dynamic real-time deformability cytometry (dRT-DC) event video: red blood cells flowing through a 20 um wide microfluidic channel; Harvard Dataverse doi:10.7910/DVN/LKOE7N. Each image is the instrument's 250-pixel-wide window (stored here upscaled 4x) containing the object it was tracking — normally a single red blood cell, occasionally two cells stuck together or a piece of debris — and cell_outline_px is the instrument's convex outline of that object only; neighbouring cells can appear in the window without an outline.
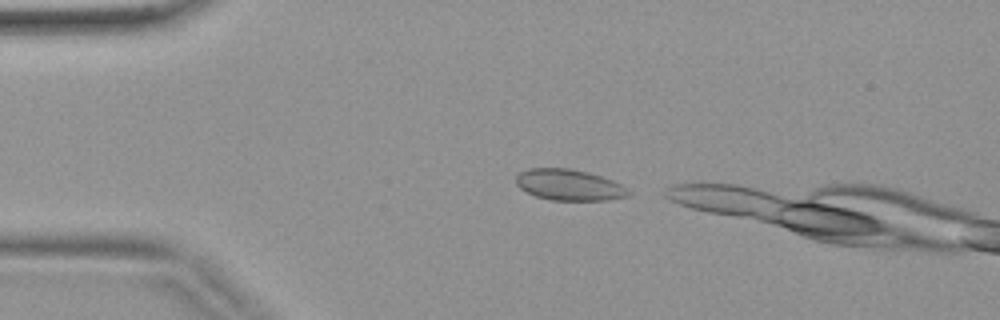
{"species": "common noctule bat (a hibernating species)", "species_latin": "Nyctalus noctula", "temperature_condition": "warm", "stored_images_in_passage": 3, "camera_frame_rate_fps": 3000, "um_per_image_px": 0.085, "animal": {"sex": "female", "body_mass_g": 19.9}, "frame": {"image": 1, "passage_image": 3, "time_ms": 0.667, "image_size_px": [1000, 320], "cell_outline_px": [[632, 192], [628, 196], [608, 200], [548, 200], [536, 196], [520, 188], [516, 184], [516, 176], [520, 172], [528, 168], [572, 168], [588, 172], [612, 180], [628, 188]], "centroid_in_image_um": [48.38, 15.71], "position_along_channel_um": 36.6, "area_um2": 20.46}}